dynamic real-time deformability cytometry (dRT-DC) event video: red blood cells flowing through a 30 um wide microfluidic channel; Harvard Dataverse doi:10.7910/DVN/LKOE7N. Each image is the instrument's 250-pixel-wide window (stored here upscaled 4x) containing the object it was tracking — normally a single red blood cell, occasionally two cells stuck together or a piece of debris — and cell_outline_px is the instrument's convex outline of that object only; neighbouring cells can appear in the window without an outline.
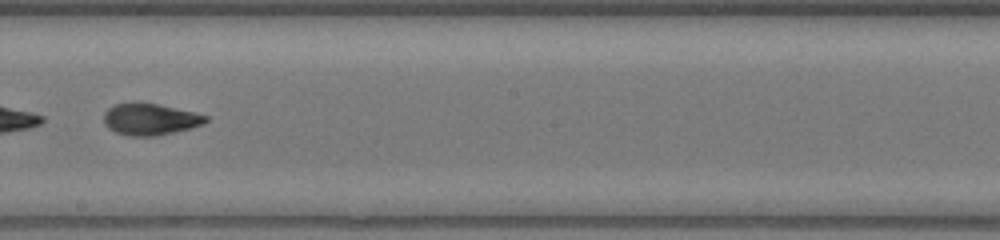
{"species": "common noctule bat (a hibernating species)", "species_latin": "Nyctalus noctula", "temperature_condition": "warm", "stored_images_in_passage": 41, "segment_of_instrument_passage": [2, 2], "camera_frame_rate_fps": 3000, "um_per_image_px": 0.085, "animal": {"sex": "female", "body_mass_g": 17.0, "forearm_length_mm": 48.0}, "frame": {"image": 1, "passage_image": 22, "time_ms": 7.0, "image_size_px": [1000, 240], "cell_outline_px": [[208, 120], [204, 124], [192, 128], [156, 136], [128, 136], [116, 132], [108, 128], [104, 124], [104, 112], [108, 108], [116, 104], [160, 104], [208, 116]], "centroid_in_image_um": [12.77, 10.16], "position_along_channel_um": 235.4, "area_um2": 18.55}}